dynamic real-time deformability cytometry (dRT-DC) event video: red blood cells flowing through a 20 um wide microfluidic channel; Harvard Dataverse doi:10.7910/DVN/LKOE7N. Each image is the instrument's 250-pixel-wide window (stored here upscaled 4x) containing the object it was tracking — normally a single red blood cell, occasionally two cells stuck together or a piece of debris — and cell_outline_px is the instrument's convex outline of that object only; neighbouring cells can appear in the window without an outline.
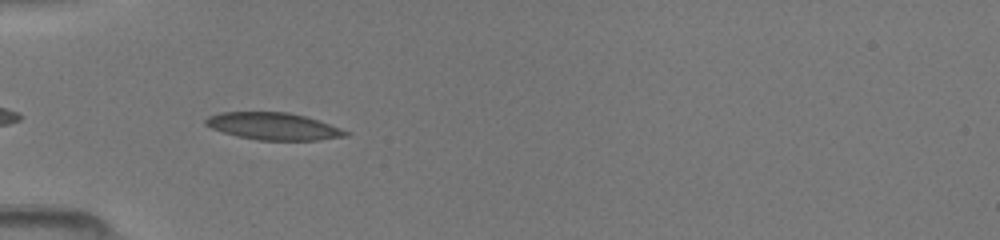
{"species": "common noctule bat (a hibernating species)", "species_latin": "Nyctalus noctula", "temperature_condition": "room temperature", "stored_images_in_passage": 35, "camera_frame_rate_fps": 3000, "um_per_image_px": 0.085, "animal": {"sex": "female", "body_mass_g": 19.5, "forearm_length_mm": 54.1}, "frame": {"image": 1, "passage_image": 3, "time_ms": 0.667, "image_size_px": [1000, 240], "cell_outline_px": [[352, 132], [348, 136], [316, 140], [256, 140], [236, 136], [212, 128], [204, 124], [204, 120], [208, 116], [220, 112], [288, 112], [304, 116]], "centroid_in_image_um": [23.22, 10.73], "position_along_channel_um": 61.8, "area_um2": 22.08}}
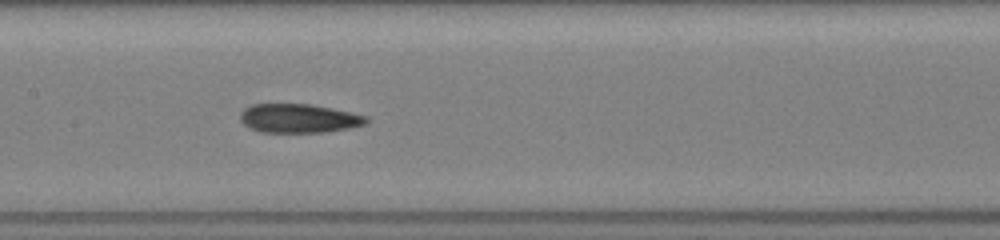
{"frame": {"image": 2, "passage_image": 12, "time_ms": 3.667, "image_size_px": [1000, 240], "cell_outline_px": [[368, 120], [364, 124], [348, 128], [324, 132], [260, 132], [248, 128], [240, 120], [240, 112], [244, 108], [252, 104], [312, 104], [332, 108], [368, 116]], "centroid_in_image_um": [25.36, 10.05], "position_along_channel_um": 182.0, "area_um2": 21.27}}
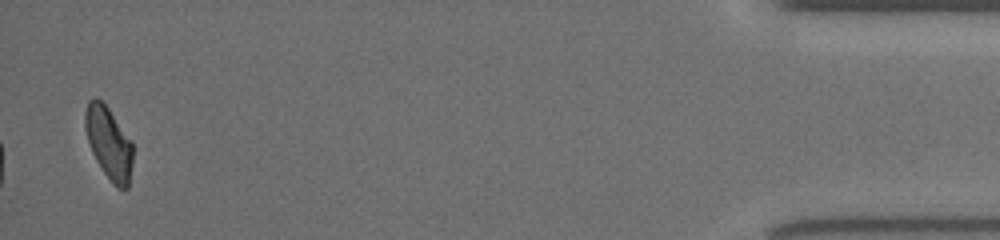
{"frame": {"image": 3, "passage_image": 35, "time_ms": 11.333, "image_size_px": [1000, 240], "cell_outline_px": [[132, 168], [128, 188], [120, 188], [112, 184], [96, 160], [92, 152], [84, 128], [84, 112], [88, 100], [100, 100], [108, 108], [132, 140]], "centroid_in_image_um": [9.25, 12.17], "position_along_channel_um": 425.9, "area_um2": 20.0}}